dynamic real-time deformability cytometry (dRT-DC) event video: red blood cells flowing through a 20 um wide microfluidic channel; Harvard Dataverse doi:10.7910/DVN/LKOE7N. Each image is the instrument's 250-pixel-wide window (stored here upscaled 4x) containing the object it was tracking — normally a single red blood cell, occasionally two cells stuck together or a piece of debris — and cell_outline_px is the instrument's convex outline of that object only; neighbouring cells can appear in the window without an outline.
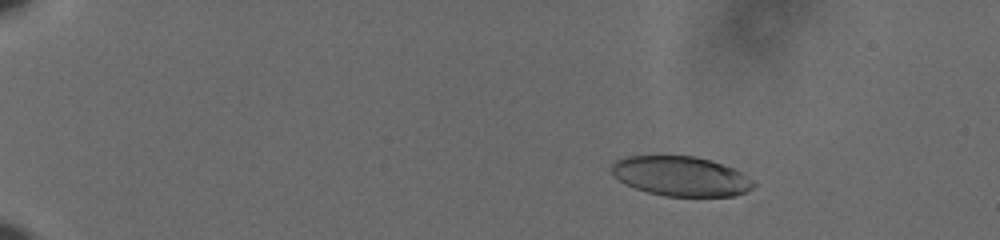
{"species": "human", "species_latin": "Homo sapiens", "temperature_condition": "cold", "stored_images_in_passage": 61, "camera_frame_rate_fps": 3000, "um_per_image_px": 0.085, "donor": {"sex": "male"}, "frame": {"image": 1, "passage_image": 12, "time_ms": 3.667, "image_size_px": [1000, 240], "cell_outline_px": [[756, 184], [752, 188], [744, 192], [732, 196], [664, 196], [648, 192], [624, 184], [612, 172], [612, 164], [616, 160], [628, 156], [696, 156], [732, 168], [740, 172], [752, 180]], "centroid_in_image_um": [57.86, 14.98], "position_along_channel_um": 27.1, "area_um2": 32.43}}
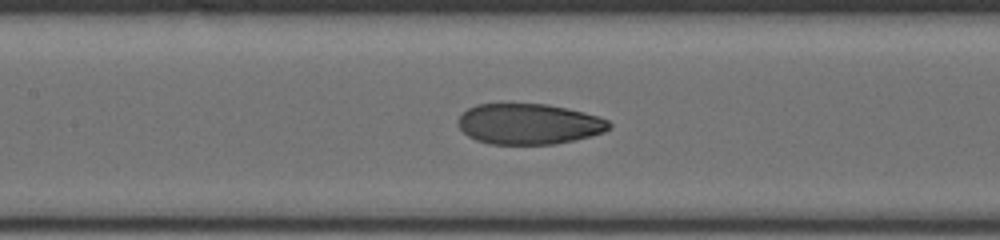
{"frame": {"image": 2, "passage_image": 33, "time_ms": 10.667, "image_size_px": [1000, 240], "cell_outline_px": [[612, 128], [604, 132], [592, 136], [556, 144], [488, 144], [476, 140], [468, 136], [456, 124], [456, 120], [468, 108], [476, 104], [548, 104], [568, 108], [600, 116], [608, 120], [612, 124]], "centroid_in_image_um": [44.98, 10.54], "position_along_channel_um": 162.4, "area_um2": 36.18}}
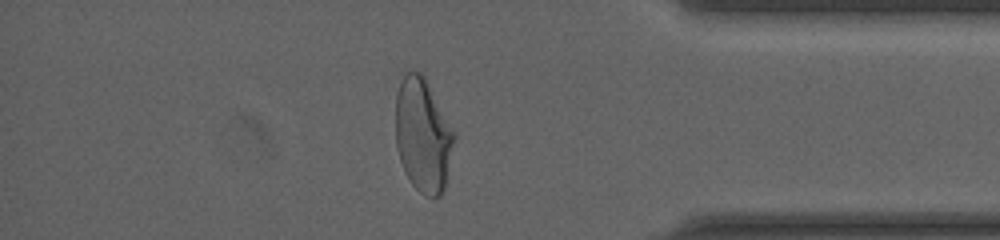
{"frame": {"image": 3, "passage_image": 54, "time_ms": 17.667, "image_size_px": [1000, 240], "cell_outline_px": [[456, 136], [444, 188], [440, 196], [424, 196], [412, 184], [400, 160], [396, 148], [396, 92], [404, 76], [408, 72], [420, 72], [424, 76]], "centroid_in_image_um": [35.94, 11.51], "position_along_channel_um": 399.3, "area_um2": 38.21}, "authors_computed_cell_mechanics": {"area_um2": 36.4718, "velocity_mm_per_s": 3.6236, "shape_relaxation_time_tau1_ms": 6.3932, "shape_relaxation_time_tau2_ms": 1.176, "deformation_change_tau1": 0.2021, "deformation_change_tau2": 0.0588}}